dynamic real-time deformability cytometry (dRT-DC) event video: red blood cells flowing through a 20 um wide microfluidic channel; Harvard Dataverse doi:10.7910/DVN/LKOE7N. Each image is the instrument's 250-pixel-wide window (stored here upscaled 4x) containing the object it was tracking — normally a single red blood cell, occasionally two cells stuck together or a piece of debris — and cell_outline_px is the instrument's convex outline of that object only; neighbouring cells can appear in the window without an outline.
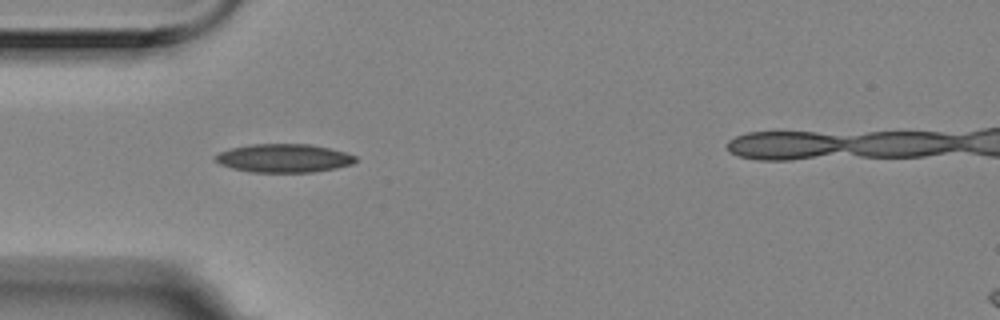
{"species": "Egyptian fruit bat (a non-hibernating species)", "species_latin": "Rousettus aegyptiacus", "temperature_condition": "room temperature", "stored_images_in_passage": 5, "camera_frame_rate_fps": 3000, "um_per_image_px": 0.085, "animal": {"sex": "female"}, "frame": {"image": 1, "passage_image": 4, "time_ms": 1.0, "image_size_px": [1000, 320], "cell_outline_px": [[356, 160], [352, 164], [336, 168], [312, 172], [252, 172], [232, 168], [220, 164], [212, 156], [220, 152], [232, 148], [248, 144], [308, 144], [328, 148], [344, 152], [356, 156]], "centroid_in_image_um": [24.1, 13.44], "position_along_channel_um": 60.9, "area_um2": 23.12}}
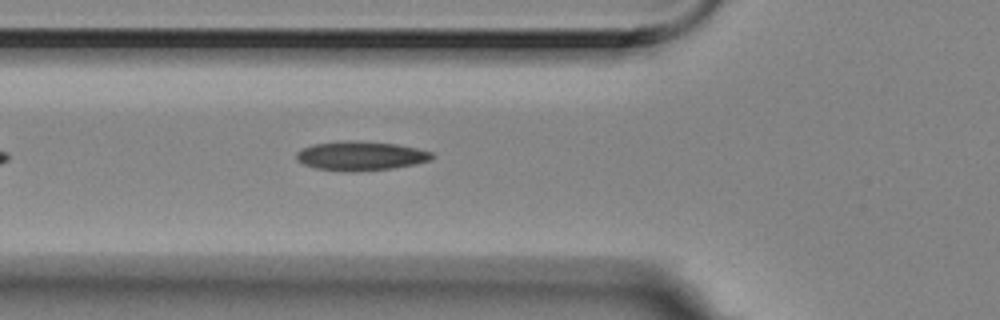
{"frame": {"image": 2, "passage_image": 5, "time_ms": 1.333, "image_size_px": [1000, 320], "cell_outline_px": [[436, 156], [432, 160], [392, 168], [316, 168], [304, 164], [296, 160], [296, 152], [312, 144], [348, 140], [356, 140], [396, 144], [416, 148], [432, 152]], "centroid_in_image_um": [30.69, 13.18], "position_along_channel_um": 95.1, "area_um2": 21.91}}